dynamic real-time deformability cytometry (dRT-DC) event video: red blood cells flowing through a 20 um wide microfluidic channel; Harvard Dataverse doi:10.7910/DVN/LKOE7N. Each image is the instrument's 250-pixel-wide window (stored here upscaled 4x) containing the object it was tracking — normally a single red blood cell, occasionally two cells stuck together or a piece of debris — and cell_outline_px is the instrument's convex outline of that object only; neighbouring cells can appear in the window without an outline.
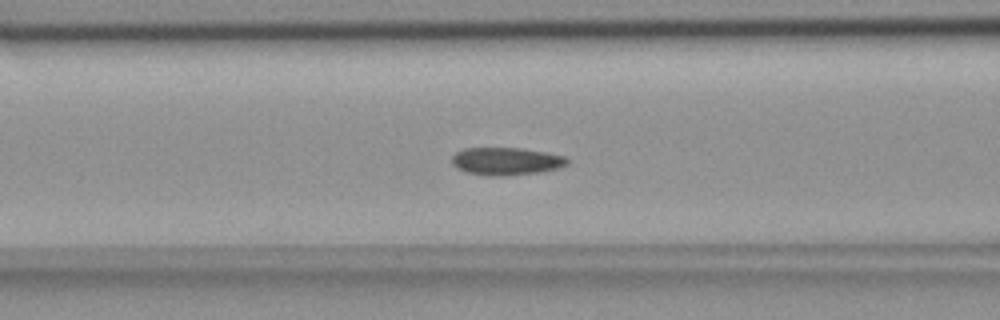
{"species": "common noctule bat (a hibernating species)", "species_latin": "Nyctalus noctula", "temperature_condition": "room temperature", "stored_images_in_passage": 55, "camera_frame_rate_fps": 3000, "um_per_image_px": 0.085, "animal": {"sex": "female", "body_mass_g": 18.4}, "frame": {"image": 1, "passage_image": 22, "time_ms": 7.0, "image_size_px": [1000, 320], "cell_outline_px": [[568, 164], [560, 168], [540, 172], [504, 176], [488, 176], [468, 172], [456, 168], [452, 164], [452, 156], [456, 152], [464, 148], [520, 148], [544, 152], [564, 156], [568, 160]], "centroid_in_image_um": [43.02, 13.71], "position_along_channel_um": 123.6, "area_um2": 18.61}}
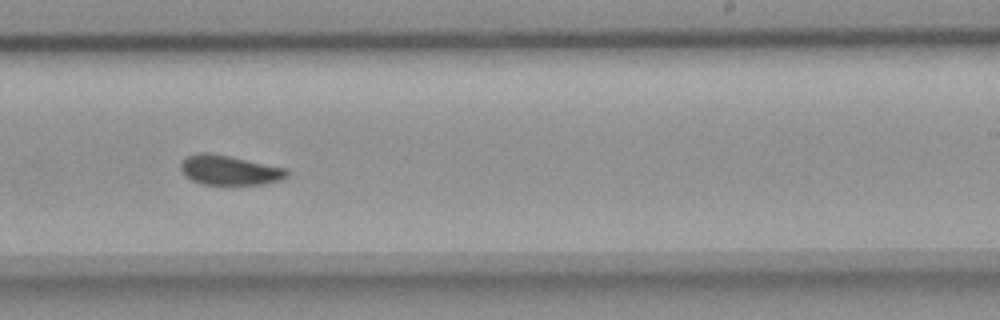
{"frame": {"image": 2, "passage_image": 34, "time_ms": 11.0, "image_size_px": [1000, 320], "cell_outline_px": [[288, 176], [284, 180], [264, 184], [204, 184], [192, 180], [180, 168], [180, 164], [188, 156], [200, 152], [208, 152], [288, 168]], "centroid_in_image_um": [19.57, 14.46], "position_along_channel_um": 269.4, "area_um2": 18.21}}
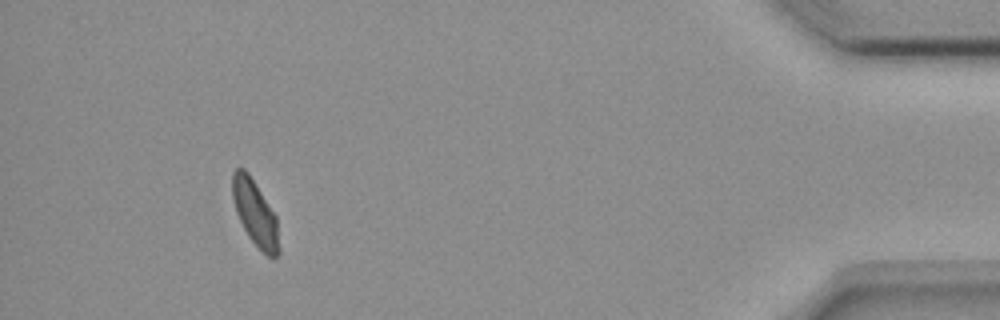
{"frame": {"image": 3, "passage_image": 51, "time_ms": 16.667, "image_size_px": [1000, 320], "cell_outline_px": [[280, 252], [276, 256], [268, 256], [248, 236], [236, 212], [232, 196], [232, 172], [236, 168], [244, 168], [248, 172], [276, 216], [280, 248]], "centroid_in_image_um": [21.68, 18.09], "position_along_channel_um": 413.5, "area_um2": 17.51}, "authors_computed_cell_mechanics": {"area_um2": 18.496, "velocity_mm_per_s": 3.6589, "shape_relaxation_time_tau1_ms": null, "shape_relaxation_time_tau2_ms": 2.0575, "deformation_change_tau1": null, "deformation_change_tau2": 0.0587}}